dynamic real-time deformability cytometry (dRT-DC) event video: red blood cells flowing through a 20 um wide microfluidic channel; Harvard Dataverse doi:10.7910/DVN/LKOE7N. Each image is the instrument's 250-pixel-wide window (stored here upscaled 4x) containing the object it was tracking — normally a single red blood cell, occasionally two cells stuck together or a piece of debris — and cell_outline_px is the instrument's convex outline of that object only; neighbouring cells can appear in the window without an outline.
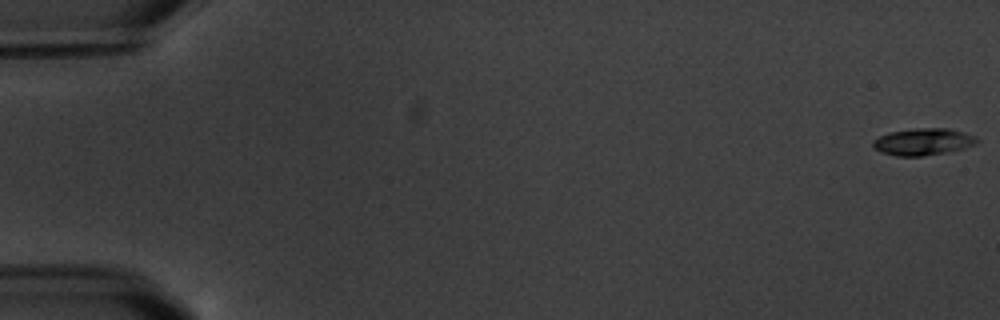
{"species": "common noctule bat (a hibernating species)", "species_latin": "Nyctalus noctula", "temperature_condition": "warm", "stored_images_in_passage": 6, "camera_frame_rate_fps": 3000, "um_per_image_px": 0.085, "animal": {"sex": "male", "body_mass_g": 20.1, "forearm_length_mm": 53.5}, "frame": {"image": 1, "passage_image": 1, "time_ms": 0.0, "image_size_px": [1000, 320], "cell_outline_px": [[980, 140], [976, 144], [964, 148], [948, 152], [920, 156], [896, 156], [880, 152], [872, 148], [872, 140], [888, 132], [912, 128], [948, 128], [976, 136]], "centroid_in_image_um": [78.44, 12.05], "position_along_channel_um": 6.6, "area_um2": 16.53}}
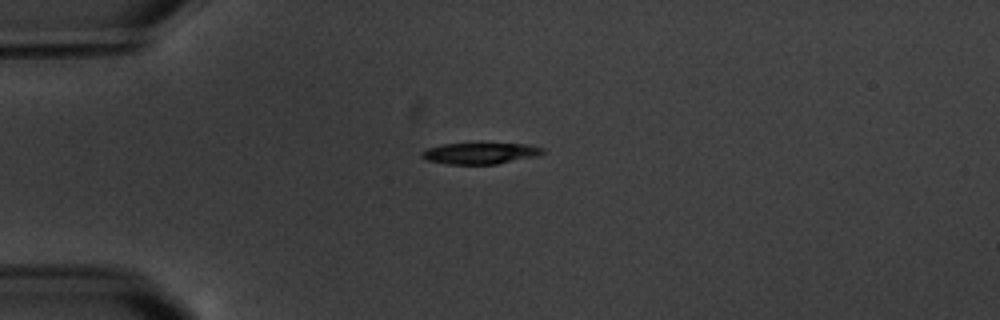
{"frame": {"image": 2, "passage_image": 4, "time_ms": 5.0, "image_size_px": [1000, 320], "cell_outline_px": [[548, 152], [536, 156], [496, 164], [448, 164], [428, 160], [420, 156], [420, 152], [428, 148], [444, 144], [528, 144], [544, 148]], "centroid_in_image_um": [40.85, 13.03], "position_along_channel_um": 44.2, "area_um2": 14.85}}